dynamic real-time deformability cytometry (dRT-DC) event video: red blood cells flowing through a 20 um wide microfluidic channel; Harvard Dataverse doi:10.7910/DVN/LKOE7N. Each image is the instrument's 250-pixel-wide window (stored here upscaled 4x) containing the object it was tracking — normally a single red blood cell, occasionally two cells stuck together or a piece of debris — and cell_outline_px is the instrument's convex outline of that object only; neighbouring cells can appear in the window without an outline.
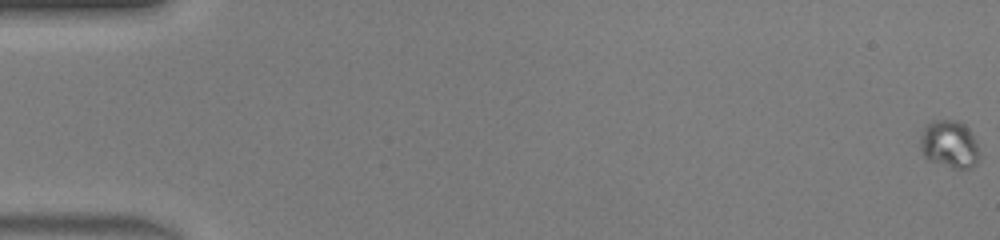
{"species": "human", "species_latin": "Homo sapiens", "temperature_condition": "warm", "stored_images_in_passage": 14, "camera_frame_rate_fps": 3000, "um_per_image_px": 0.085, "donor": {"sex": "male"}, "frame": {"image": 1, "passage_image": 1, "time_ms": 0.0, "image_size_px": [1000, 240], "cell_outline_px": [[980, 156], [976, 164], [972, 168], [952, 168], [928, 160], [924, 156], [920, 148], [920, 136], [924, 128], [932, 120], [956, 120], [964, 124], [968, 128], [976, 144]], "centroid_in_image_um": [80.68, 12.27], "position_along_channel_um": 4.3, "area_um2": 16.42}}